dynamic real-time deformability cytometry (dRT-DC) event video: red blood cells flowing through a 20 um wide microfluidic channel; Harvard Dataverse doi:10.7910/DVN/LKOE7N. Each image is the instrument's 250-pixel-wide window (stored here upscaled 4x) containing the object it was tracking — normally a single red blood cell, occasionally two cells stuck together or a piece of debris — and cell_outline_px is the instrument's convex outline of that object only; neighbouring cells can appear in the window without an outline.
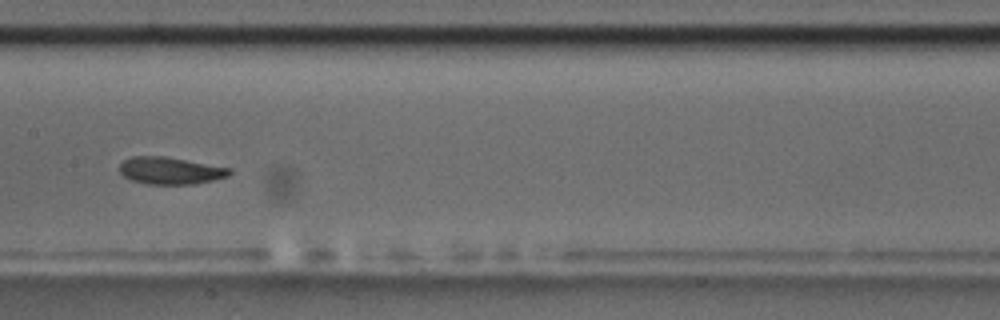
{"species": "common noctule bat (a hibernating species)", "species_latin": "Nyctalus noctula", "temperature_condition": "room temperature", "stored_images_in_passage": 15, "camera_frame_rate_fps": 3000, "um_per_image_px": 0.085, "animal": {"sex": "male", "body_mass_g": 17.5, "forearm_length_mm": 52.3}, "frame": {"image": 1, "passage_image": 7, "time_ms": 8.0, "image_size_px": [1000, 320], "cell_outline_px": [[232, 172], [228, 176], [196, 184], [148, 184], [132, 180], [124, 176], [120, 172], [120, 164], [124, 160], [132, 156], [164, 156], [232, 168]], "centroid_in_image_um": [14.49, 14.5], "position_along_channel_um": 192.9, "area_um2": 17.34}, "authors_computed_cell_mechanics": {"area_um2": 17.8602, "velocity_mm_per_s": 3.5897, "shape_relaxation_time_tau1_ms": 2.2292, "shape_relaxation_time_tau2_ms": 1.3931, "deformation_change_tau1": 0.0615, "deformation_change_tau2": 0.0476}}